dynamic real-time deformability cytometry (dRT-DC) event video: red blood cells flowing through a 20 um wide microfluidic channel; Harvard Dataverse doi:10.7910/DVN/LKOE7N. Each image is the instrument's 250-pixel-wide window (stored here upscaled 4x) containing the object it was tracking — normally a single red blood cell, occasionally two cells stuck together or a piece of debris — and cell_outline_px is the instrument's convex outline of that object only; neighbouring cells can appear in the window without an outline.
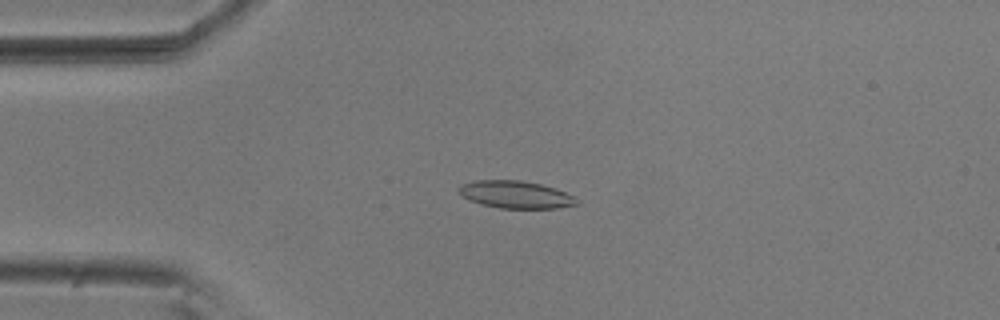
{"species": "common noctule bat (a hibernating species)", "species_latin": "Nyctalus noctula", "temperature_condition": "room temperature", "stored_images_in_passage": 54, "camera_frame_rate_fps": 3000, "um_per_image_px": 0.085, "animal": {"sex": "male", "body_mass_g": 20.5, "forearm_length_mm": 52.5}, "frame": {"image": 1, "passage_image": 13, "time_ms": 4.0, "image_size_px": [1000, 320], "cell_outline_px": [[580, 204], [556, 208], [500, 208], [484, 204], [460, 196], [456, 188], [460, 184], [476, 180], [520, 180], [540, 184], [564, 192], [572, 196]], "centroid_in_image_um": [43.77, 16.53], "position_along_channel_um": 41.2, "area_um2": 18.61}}
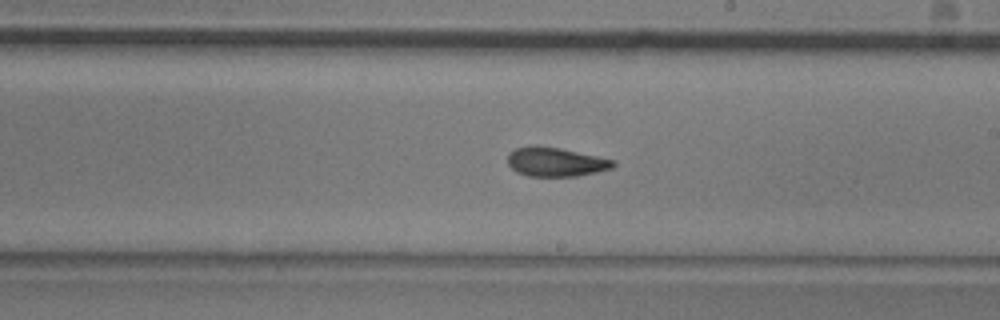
{"frame": {"image": 2, "passage_image": 31, "time_ms": 10.0, "image_size_px": [1000, 320], "cell_outline_px": [[616, 164], [612, 168], [580, 176], [528, 176], [516, 172], [508, 164], [508, 152], [516, 148], [528, 144], [536, 144], [560, 148], [616, 160]], "centroid_in_image_um": [47.21, 13.74], "position_along_channel_um": 241.8, "area_um2": 18.21}}
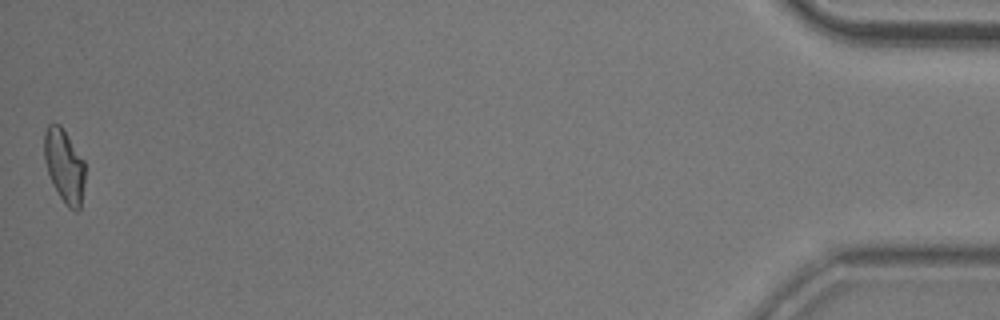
{"frame": {"image": 3, "passage_image": 54, "time_ms": 17.667, "image_size_px": [1000, 320], "cell_outline_px": [[84, 184], [80, 208], [76, 212], [68, 208], [52, 184], [44, 160], [44, 132], [48, 124], [60, 124], [84, 160]], "centroid_in_image_um": [5.46, 14.1], "position_along_channel_um": 429.7, "area_um2": 17.4}, "authors_computed_cell_mechanics": {"area_um2": 18.1203, "velocity_mm_per_s": 3.7138, "shape_relaxation_time_tau1_ms": null, "shape_relaxation_time_tau2_ms": 2.6152, "deformation_change_tau1": null, "deformation_change_tau2": 0.096}}